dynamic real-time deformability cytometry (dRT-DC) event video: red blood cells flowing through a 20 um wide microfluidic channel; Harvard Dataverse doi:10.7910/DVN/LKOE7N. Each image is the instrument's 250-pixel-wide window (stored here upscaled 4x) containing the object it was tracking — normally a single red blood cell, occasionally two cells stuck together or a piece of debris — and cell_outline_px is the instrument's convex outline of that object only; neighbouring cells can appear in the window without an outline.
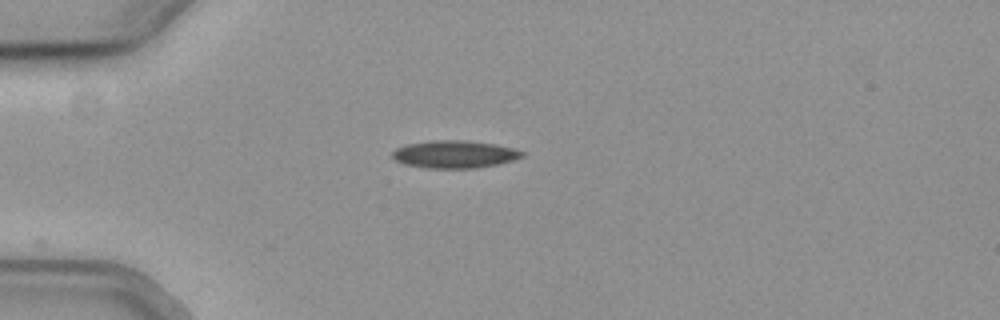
{"species": "common noctule bat (a hibernating species)", "species_latin": "Nyctalus noctula", "temperature_condition": "cold", "stored_images_in_passage": 15, "camera_frame_rate_fps": 3000, "um_per_image_px": 0.085, "animal": {"sex": "female", "body_mass_g": 19.3, "forearm_length_mm": 54.1}, "frame": {"image": 1, "passage_image": 2, "time_ms": 0.333, "image_size_px": [1000, 320], "cell_outline_px": [[524, 156], [500, 164], [480, 168], [428, 168], [404, 164], [396, 160], [392, 156], [392, 152], [396, 148], [408, 144], [428, 140], [464, 140], [496, 144], [512, 148], [524, 152]], "centroid_in_image_um": [38.65, 13.11], "position_along_channel_um": 46.4, "area_um2": 20.92}}
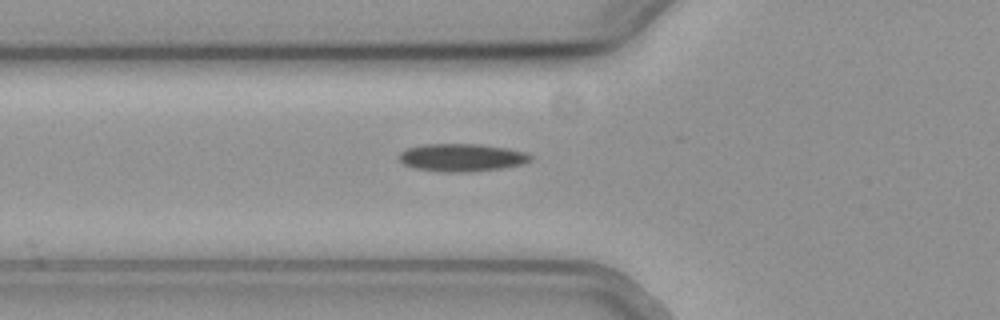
{"frame": {"image": 2, "passage_image": 7, "time_ms": 2.0, "image_size_px": [1000, 320], "cell_outline_px": [[532, 160], [524, 164], [504, 168], [468, 172], [440, 172], [412, 168], [404, 164], [400, 160], [400, 152], [408, 148], [424, 144], [480, 144], [508, 148], [528, 152], [532, 156]], "centroid_in_image_um": [39.3, 13.4], "position_along_channel_um": 86.5, "area_um2": 21.56}}